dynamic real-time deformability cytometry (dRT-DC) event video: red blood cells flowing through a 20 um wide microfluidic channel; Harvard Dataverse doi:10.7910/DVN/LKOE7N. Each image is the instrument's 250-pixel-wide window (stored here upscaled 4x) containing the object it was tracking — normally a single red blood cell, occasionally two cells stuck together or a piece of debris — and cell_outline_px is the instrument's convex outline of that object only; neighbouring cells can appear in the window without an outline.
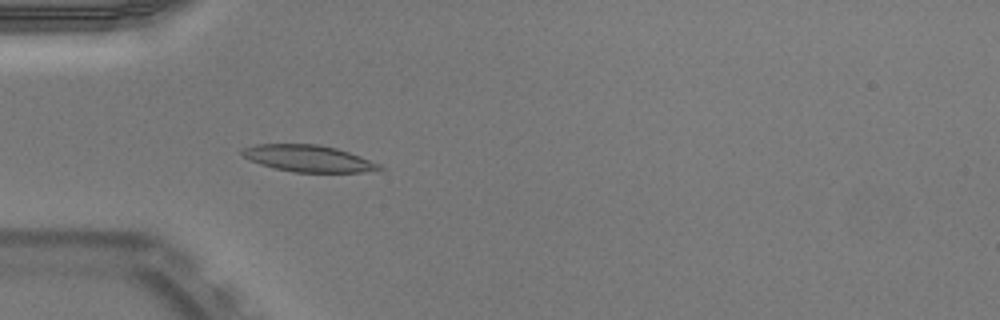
{"species": "Egyptian fruit bat (a non-hibernating species)", "species_latin": "Rousettus aegyptiacus", "temperature_condition": "warm", "stored_images_in_passage": 36, "camera_frame_rate_fps": 3000, "um_per_image_px": 0.085, "animal": {"sex": "male"}, "frame": {"image": 1, "passage_image": 1, "time_ms": 0.0, "image_size_px": [1000, 320], "cell_outline_px": [[384, 168], [364, 172], [292, 172], [260, 164], [240, 156], [240, 148], [256, 144], [316, 144], [336, 148], [360, 156], [380, 164]], "centroid_in_image_um": [26.14, 13.46], "position_along_channel_um": 58.9, "area_um2": 21.33}}
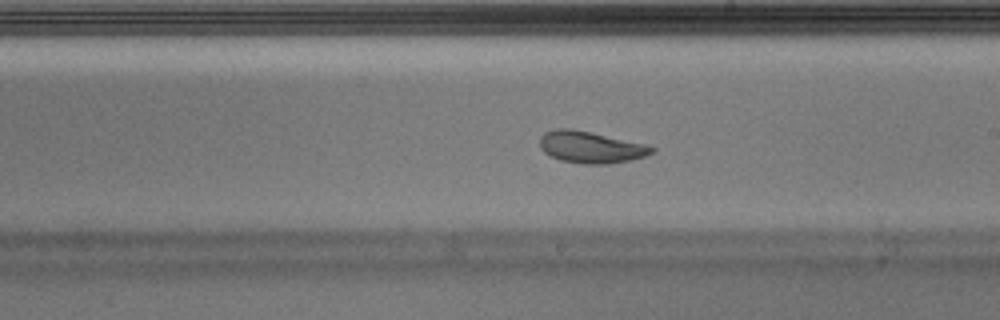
{"frame": {"image": 2, "passage_image": 15, "time_ms": 4.667, "image_size_px": [1000, 320], "cell_outline_px": [[656, 148], [652, 152], [644, 156], [632, 160], [608, 164], [580, 164], [560, 160], [544, 152], [540, 148], [540, 136], [544, 132], [556, 128], [568, 128], [588, 132], [644, 144]], "centroid_in_image_um": [50.16, 12.52], "position_along_channel_um": 238.8, "area_um2": 20.46}}
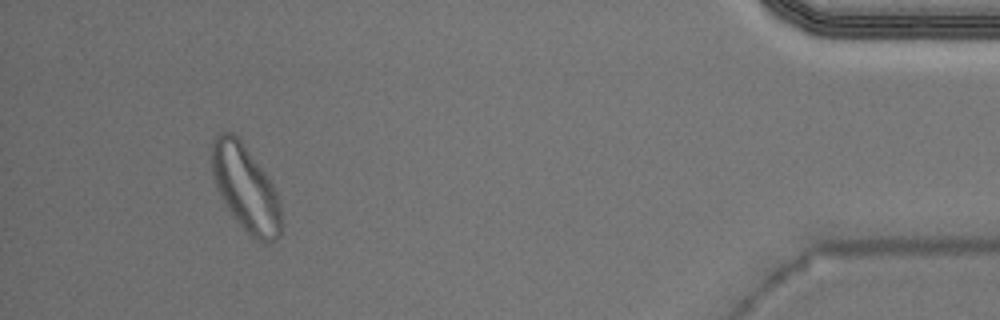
{"frame": {"image": 3, "passage_image": 33, "time_ms": 10.667, "image_size_px": [1000, 320], "cell_outline_px": [[280, 236], [276, 240], [268, 244], [260, 244], [232, 216], [216, 188], [212, 176], [212, 144], [216, 132], [232, 132], [240, 140], [264, 172], [272, 184], [276, 192], [280, 204]], "centroid_in_image_um": [20.86, 16.02], "position_along_channel_um": 414.3, "area_um2": 34.51}, "authors_computed_cell_mechanics": {"area_um2": 20.9236, "velocity_mm_per_s": 3.9451, "shape_relaxation_time_tau1_ms": 2.7406, "shape_relaxation_time_tau2_ms": 1.484, "deformation_change_tau1": 0.1471, "deformation_change_tau2": 0.0757}}